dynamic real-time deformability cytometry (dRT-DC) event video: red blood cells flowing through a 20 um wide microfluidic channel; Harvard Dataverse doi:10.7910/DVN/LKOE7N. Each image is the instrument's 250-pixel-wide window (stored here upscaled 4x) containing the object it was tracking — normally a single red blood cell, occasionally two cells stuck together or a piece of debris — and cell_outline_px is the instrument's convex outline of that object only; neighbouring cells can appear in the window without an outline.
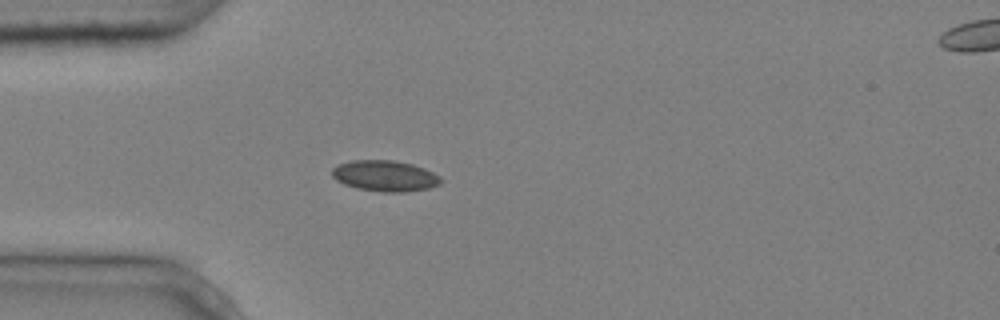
{"species": "common noctule bat (a hibernating species)", "species_latin": "Nyctalus noctula", "temperature_condition": "cold", "stored_images_in_passage": 4, "camera_frame_rate_fps": 3000, "um_per_image_px": 0.085, "animal": {"sex": "male", "body_mass_g": 20.4}, "frame": {"image": 1, "passage_image": 4, "time_ms": 1.0, "image_size_px": [1000, 320], "cell_outline_px": [[444, 180], [440, 184], [428, 188], [404, 192], [384, 192], [356, 188], [344, 184], [336, 180], [332, 176], [332, 168], [340, 164], [352, 160], [392, 160], [412, 164], [424, 168], [440, 176]], "centroid_in_image_um": [32.73, 14.95], "position_along_channel_um": 52.3, "area_um2": 19.59}}